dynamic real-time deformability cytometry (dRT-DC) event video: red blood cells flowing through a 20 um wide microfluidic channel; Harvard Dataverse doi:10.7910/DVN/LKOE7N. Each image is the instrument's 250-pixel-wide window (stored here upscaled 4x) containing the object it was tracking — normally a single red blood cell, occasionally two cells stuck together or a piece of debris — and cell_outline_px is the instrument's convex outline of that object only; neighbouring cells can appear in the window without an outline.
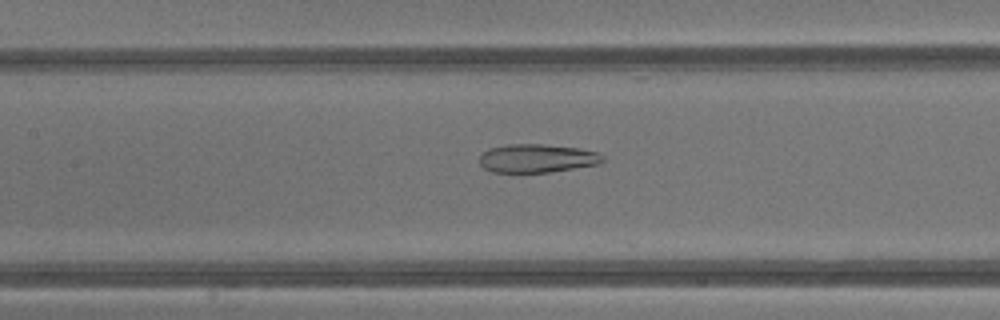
{"species": "common noctule bat (a hibernating species)", "species_latin": "Nyctalus noctula", "temperature_condition": "warm", "stored_images_in_passage": 43, "camera_frame_rate_fps": 3000, "um_per_image_px": 0.085, "animal": {"sex": "male", "body_mass_g": 13.3}, "frame": {"image": 1, "passage_image": 20, "time_ms": 6.333, "image_size_px": [1000, 320], "cell_outline_px": [[604, 160], [600, 164], [548, 172], [492, 172], [484, 168], [480, 164], [480, 152], [488, 148], [508, 144], [544, 144], [580, 148], [596, 152], [604, 156]], "centroid_in_image_um": [45.63, 13.45], "position_along_channel_um": 161.8, "area_um2": 20.58}}
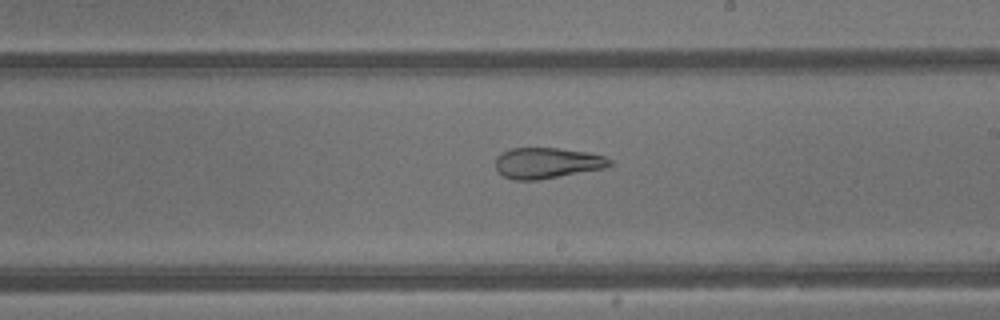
{"frame": {"image": 2, "passage_image": 25, "time_ms": 8.0, "image_size_px": [1000, 320], "cell_outline_px": [[612, 164], [604, 168], [536, 180], [512, 180], [496, 172], [496, 156], [512, 148], [560, 148], [588, 152], [604, 156], [612, 160]], "centroid_in_image_um": [46.48, 13.85], "position_along_channel_um": 242.5, "area_um2": 20.46}}
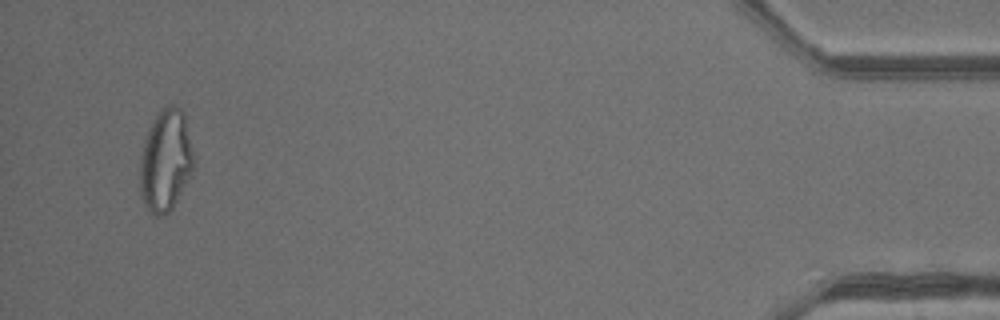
{"frame": {"image": 3, "passage_image": 41, "time_ms": 13.333, "image_size_px": [1000, 320], "cell_outline_px": [[196, 160], [192, 172], [172, 208], [164, 216], [156, 216], [144, 204], [140, 192], [140, 156], [144, 140], [148, 128], [156, 112], [168, 104], [172, 104], [180, 108], [184, 112]], "centroid_in_image_um": [14.09, 13.59], "position_along_channel_um": 421.1, "area_um2": 32.37}, "authors_computed_cell_mechanics": {"area_um2": 29.189, "velocity_mm_per_s": 4.8596, "shape_relaxation_time_tau1_ms": null, "shape_relaxation_time_tau2_ms": 1.5665, "deformation_change_tau1": null, "deformation_change_tau2": 0.1041}}